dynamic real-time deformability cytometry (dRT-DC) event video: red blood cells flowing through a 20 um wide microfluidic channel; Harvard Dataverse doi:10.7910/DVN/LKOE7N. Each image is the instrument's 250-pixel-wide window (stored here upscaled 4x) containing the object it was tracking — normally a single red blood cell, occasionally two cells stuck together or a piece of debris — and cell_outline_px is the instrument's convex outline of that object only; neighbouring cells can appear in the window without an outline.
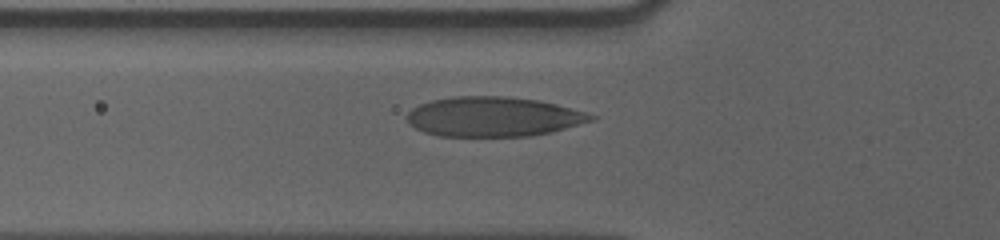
{"species": "human", "species_latin": "Homo sapiens", "temperature_condition": "cold", "stored_images_in_passage": 40, "camera_frame_rate_fps": 3000, "um_per_image_px": 0.085, "donor": {"sex": "male"}, "frame": {"image": 1, "passage_image": 6, "time_ms": 1.667, "image_size_px": [1000, 240], "cell_outline_px": [[596, 120], [552, 132], [532, 136], [440, 136], [424, 132], [408, 124], [404, 116], [412, 108], [420, 104], [432, 100], [452, 96], [508, 96], [536, 100], [556, 104], [584, 112], [596, 116]], "centroid_in_image_um": [41.91, 9.92], "position_along_channel_um": 83.9, "area_um2": 42.83}}
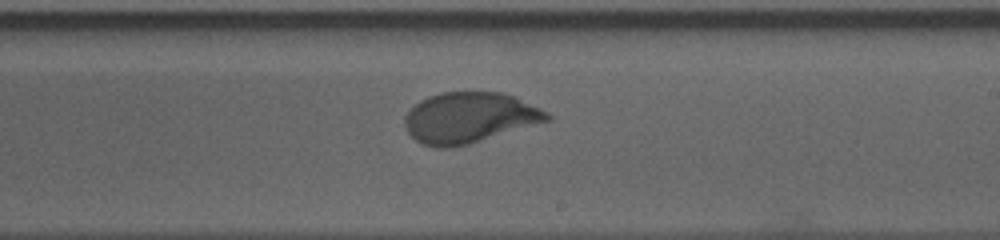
{"frame": {"image": 2, "passage_image": 20, "time_ms": 6.333, "image_size_px": [1000, 240], "cell_outline_px": [[552, 120], [468, 144], [448, 148], [436, 148], [420, 144], [408, 132], [404, 124], [404, 116], [420, 100], [428, 96], [440, 92], [504, 92], [516, 96], [548, 112], [552, 116]], "centroid_in_image_um": [39.91, 10.0], "position_along_channel_um": 249.1, "area_um2": 42.25}}
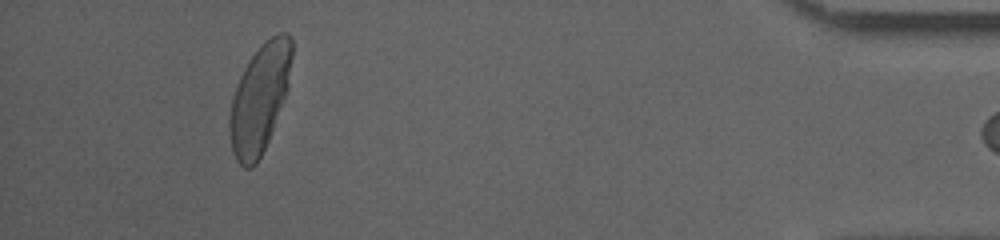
{"frame": {"image": 3, "passage_image": 39, "time_ms": 12.667, "image_size_px": [1000, 240], "cell_outline_px": [[292, 56], [288, 88], [268, 140], [256, 164], [252, 168], [244, 168], [236, 160], [232, 148], [228, 128], [228, 120], [232, 96], [236, 84], [248, 60], [276, 32], [288, 32], [292, 40]], "centroid_in_image_um": [22.05, 8.37], "position_along_channel_um": 413.1, "area_um2": 39.07}}